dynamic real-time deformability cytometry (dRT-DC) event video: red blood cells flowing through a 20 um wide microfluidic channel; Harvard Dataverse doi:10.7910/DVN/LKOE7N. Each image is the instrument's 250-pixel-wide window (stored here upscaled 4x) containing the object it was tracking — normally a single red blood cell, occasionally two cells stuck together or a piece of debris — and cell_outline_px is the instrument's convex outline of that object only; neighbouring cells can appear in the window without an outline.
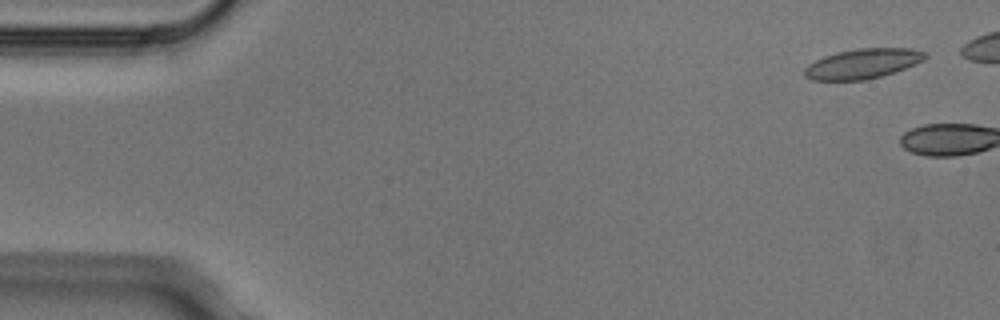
{"species": "Egyptian fruit bat (a non-hibernating species)", "species_latin": "Rousettus aegyptiacus", "temperature_condition": "cold", "stored_images_in_passage": 6, "camera_frame_rate_fps": 3000, "um_per_image_px": 0.085, "animal": {"sex": "male"}, "frame": {"image": 1, "passage_image": 1, "time_ms": 0.0, "image_size_px": [1000, 320], "cell_outline_px": [[928, 56], [924, 60], [916, 64], [880, 76], [864, 80], [812, 80], [804, 76], [804, 68], [808, 64], [824, 56], [836, 52], [860, 48], [912, 48], [924, 52]], "centroid_in_image_um": [73.31, 5.4], "position_along_channel_um": 11.7, "area_um2": 20.92}}
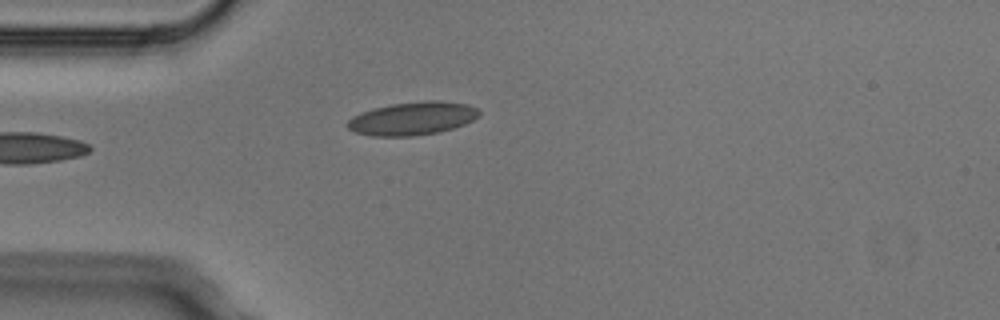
{"frame": {"image": 2, "passage_image": 6, "time_ms": 1.667, "image_size_px": [1000, 320], "cell_outline_px": [[480, 116], [464, 124], [440, 132], [412, 136], [372, 136], [356, 132], [348, 128], [348, 120], [352, 116], [360, 112], [372, 108], [392, 104], [428, 100], [440, 100], [468, 104], [476, 108], [480, 112]], "centroid_in_image_um": [35.06, 10.06], "position_along_channel_um": 49.9, "area_um2": 25.49}}